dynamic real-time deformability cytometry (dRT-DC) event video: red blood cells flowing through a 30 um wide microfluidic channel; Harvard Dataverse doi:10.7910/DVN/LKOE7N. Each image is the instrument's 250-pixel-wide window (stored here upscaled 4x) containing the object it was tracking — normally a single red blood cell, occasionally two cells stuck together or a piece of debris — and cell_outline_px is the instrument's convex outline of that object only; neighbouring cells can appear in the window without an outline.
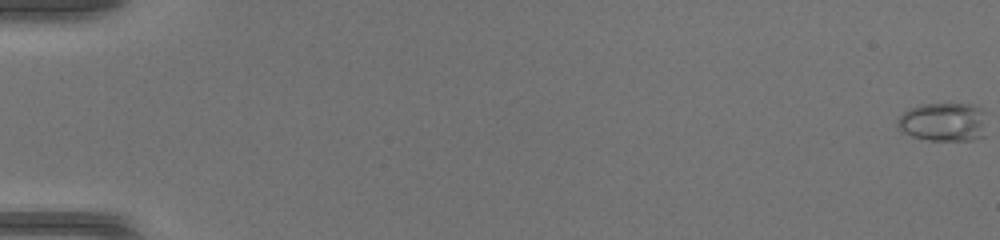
{"species": "common noctule bat (a hibernating species)", "species_latin": "Nyctalus noctula", "temperature_condition": "warm", "stored_images_in_passage": 49, "camera_frame_rate_fps": 3000, "um_per_image_px": 0.085, "animal": {"sex": "female", "body_mass_g": 17.0, "forearm_length_mm": 48.0}, "frame": {"image": 1, "passage_image": 1, "time_ms": 0.0, "image_size_px": [1000, 240], "cell_outline_px": [[984, 136], [972, 140], [928, 140], [912, 136], [904, 132], [896, 124], [896, 120], [908, 108], [920, 104], [972, 104], [980, 108], [984, 112]], "centroid_in_image_um": [80.17, 10.36], "position_along_channel_um": 4.8, "area_um2": 20.11}}
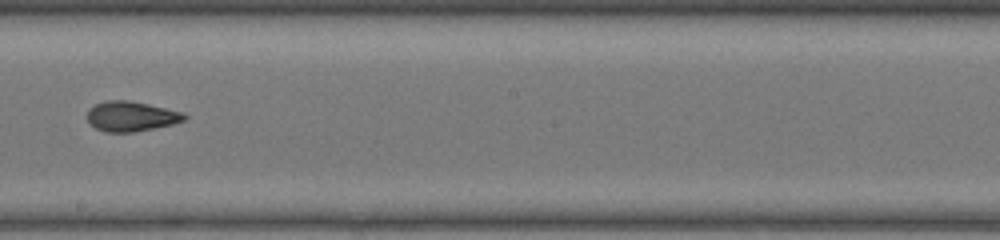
{"frame": {"image": 2, "passage_image": 30, "time_ms": 9.667, "image_size_px": [1000, 240], "cell_outline_px": [[188, 116], [184, 120], [172, 124], [132, 132], [104, 132], [88, 124], [88, 108], [96, 104], [108, 100], [128, 100], [148, 104], [184, 112]], "centroid_in_image_um": [11.13, 9.88], "position_along_channel_um": 237.1, "area_um2": 16.94}}
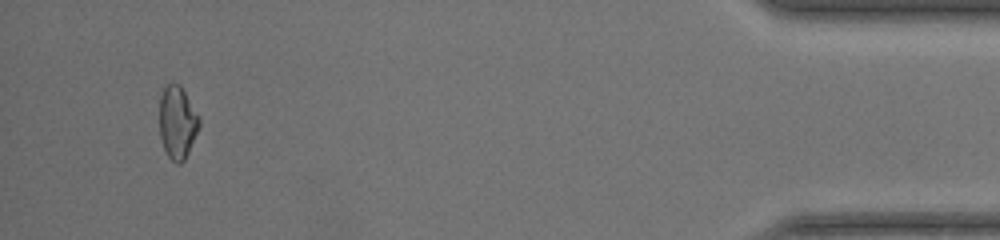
{"frame": {"image": 3, "passage_image": 47, "time_ms": 15.333, "image_size_px": [1000, 240], "cell_outline_px": [[200, 128], [184, 160], [180, 164], [176, 164], [168, 156], [164, 148], [160, 136], [160, 96], [164, 88], [168, 84], [180, 84], [200, 120]], "centroid_in_image_um": [15.08, 10.43], "position_along_channel_um": 420.1, "area_um2": 16.65}}